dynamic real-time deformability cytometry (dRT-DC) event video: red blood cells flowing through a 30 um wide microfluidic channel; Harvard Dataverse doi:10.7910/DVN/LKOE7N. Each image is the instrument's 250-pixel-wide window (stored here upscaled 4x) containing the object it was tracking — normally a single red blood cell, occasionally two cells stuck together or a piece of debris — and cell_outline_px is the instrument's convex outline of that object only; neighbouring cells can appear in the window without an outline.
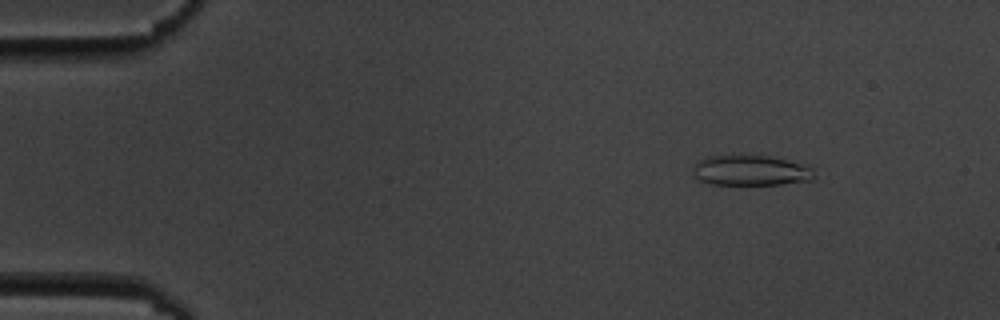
{"species": "common noctule bat (a hibernating species)", "species_latin": "Nyctalus noctula", "temperature_condition": "cold", "stored_images_in_passage": 4, "camera_frame_rate_fps": 3000, "um_per_image_px": 0.085, "animal": {"sex": "male", "body_mass_g": 19.5, "forearm_length_mm": 54.6}, "frame": {"image": 1, "passage_image": 2, "time_ms": 1.333, "image_size_px": [1000, 320], "cell_outline_px": [[816, 168], [812, 180], [780, 184], [708, 184], [696, 180], [692, 168], [704, 156], [772, 156], [788, 160]], "centroid_in_image_um": [63.81, 14.49], "position_along_channel_um": 21.2, "area_um2": 21.5}}